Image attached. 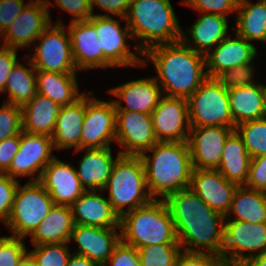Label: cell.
<instances>
[{"label":"cell","instance_id":"cell-51","mask_svg":"<svg viewBox=\"0 0 266 266\" xmlns=\"http://www.w3.org/2000/svg\"><path fill=\"white\" fill-rule=\"evenodd\" d=\"M131 0H90L91 10L93 12V5L108 11L118 17L125 19Z\"/></svg>","mask_w":266,"mask_h":266},{"label":"cell","instance_id":"cell-52","mask_svg":"<svg viewBox=\"0 0 266 266\" xmlns=\"http://www.w3.org/2000/svg\"><path fill=\"white\" fill-rule=\"evenodd\" d=\"M67 266H100L97 262L90 260L88 257L74 254L70 256Z\"/></svg>","mask_w":266,"mask_h":266},{"label":"cell","instance_id":"cell-22","mask_svg":"<svg viewBox=\"0 0 266 266\" xmlns=\"http://www.w3.org/2000/svg\"><path fill=\"white\" fill-rule=\"evenodd\" d=\"M161 91L155 78H149L127 82L109 89L108 92L127 103L124 107L121 106L120 100H114L116 111L141 112L151 115L162 97Z\"/></svg>","mask_w":266,"mask_h":266},{"label":"cell","instance_id":"cell-31","mask_svg":"<svg viewBox=\"0 0 266 266\" xmlns=\"http://www.w3.org/2000/svg\"><path fill=\"white\" fill-rule=\"evenodd\" d=\"M251 157L239 133L234 130L227 138L218 170L228 181L239 186L248 179Z\"/></svg>","mask_w":266,"mask_h":266},{"label":"cell","instance_id":"cell-37","mask_svg":"<svg viewBox=\"0 0 266 266\" xmlns=\"http://www.w3.org/2000/svg\"><path fill=\"white\" fill-rule=\"evenodd\" d=\"M140 266H176L181 253L179 244H158L137 249Z\"/></svg>","mask_w":266,"mask_h":266},{"label":"cell","instance_id":"cell-1","mask_svg":"<svg viewBox=\"0 0 266 266\" xmlns=\"http://www.w3.org/2000/svg\"><path fill=\"white\" fill-rule=\"evenodd\" d=\"M164 201L171 213L180 247L184 245L186 252H206L202 246L208 253L221 258L225 216L211 209L190 188L175 192Z\"/></svg>","mask_w":266,"mask_h":266},{"label":"cell","instance_id":"cell-27","mask_svg":"<svg viewBox=\"0 0 266 266\" xmlns=\"http://www.w3.org/2000/svg\"><path fill=\"white\" fill-rule=\"evenodd\" d=\"M85 115V94L71 105L60 107L56 127L52 135L57 149L75 147L80 150L83 119Z\"/></svg>","mask_w":266,"mask_h":266},{"label":"cell","instance_id":"cell-35","mask_svg":"<svg viewBox=\"0 0 266 266\" xmlns=\"http://www.w3.org/2000/svg\"><path fill=\"white\" fill-rule=\"evenodd\" d=\"M29 61L31 69L19 62L12 68L4 89V91H8V96H10L6 101L7 103L22 106L37 94L36 69L31 60Z\"/></svg>","mask_w":266,"mask_h":266},{"label":"cell","instance_id":"cell-47","mask_svg":"<svg viewBox=\"0 0 266 266\" xmlns=\"http://www.w3.org/2000/svg\"><path fill=\"white\" fill-rule=\"evenodd\" d=\"M24 0H0V34L14 22L26 5Z\"/></svg>","mask_w":266,"mask_h":266},{"label":"cell","instance_id":"cell-28","mask_svg":"<svg viewBox=\"0 0 266 266\" xmlns=\"http://www.w3.org/2000/svg\"><path fill=\"white\" fill-rule=\"evenodd\" d=\"M74 225L71 207L54 205L31 234V241L35 246L70 242Z\"/></svg>","mask_w":266,"mask_h":266},{"label":"cell","instance_id":"cell-34","mask_svg":"<svg viewBox=\"0 0 266 266\" xmlns=\"http://www.w3.org/2000/svg\"><path fill=\"white\" fill-rule=\"evenodd\" d=\"M236 15V33L242 38L266 42V0L256 4L248 0H239Z\"/></svg>","mask_w":266,"mask_h":266},{"label":"cell","instance_id":"cell-4","mask_svg":"<svg viewBox=\"0 0 266 266\" xmlns=\"http://www.w3.org/2000/svg\"><path fill=\"white\" fill-rule=\"evenodd\" d=\"M124 20L133 38L143 40L142 45L136 44L135 47L139 54L153 46L181 39L182 29L170 0H131Z\"/></svg>","mask_w":266,"mask_h":266},{"label":"cell","instance_id":"cell-6","mask_svg":"<svg viewBox=\"0 0 266 266\" xmlns=\"http://www.w3.org/2000/svg\"><path fill=\"white\" fill-rule=\"evenodd\" d=\"M146 188L148 186L141 157L119 153L103 188L109 190L108 200L119 218L153 200L145 191ZM126 205L129 207L125 211L123 207Z\"/></svg>","mask_w":266,"mask_h":266},{"label":"cell","instance_id":"cell-14","mask_svg":"<svg viewBox=\"0 0 266 266\" xmlns=\"http://www.w3.org/2000/svg\"><path fill=\"white\" fill-rule=\"evenodd\" d=\"M234 130L225 126L190 127L187 142L193 169L216 170L225 142Z\"/></svg>","mask_w":266,"mask_h":266},{"label":"cell","instance_id":"cell-18","mask_svg":"<svg viewBox=\"0 0 266 266\" xmlns=\"http://www.w3.org/2000/svg\"><path fill=\"white\" fill-rule=\"evenodd\" d=\"M238 186L218 170L193 169L191 173L190 189L223 216L227 215Z\"/></svg>","mask_w":266,"mask_h":266},{"label":"cell","instance_id":"cell-12","mask_svg":"<svg viewBox=\"0 0 266 266\" xmlns=\"http://www.w3.org/2000/svg\"><path fill=\"white\" fill-rule=\"evenodd\" d=\"M116 137V108L113 101L86 97L85 115L80 138V151L90 148L110 147Z\"/></svg>","mask_w":266,"mask_h":266},{"label":"cell","instance_id":"cell-26","mask_svg":"<svg viewBox=\"0 0 266 266\" xmlns=\"http://www.w3.org/2000/svg\"><path fill=\"white\" fill-rule=\"evenodd\" d=\"M22 130L30 134L52 137L60 106L48 97L37 93L21 106Z\"/></svg>","mask_w":266,"mask_h":266},{"label":"cell","instance_id":"cell-40","mask_svg":"<svg viewBox=\"0 0 266 266\" xmlns=\"http://www.w3.org/2000/svg\"><path fill=\"white\" fill-rule=\"evenodd\" d=\"M21 237H0V266H17L27 249Z\"/></svg>","mask_w":266,"mask_h":266},{"label":"cell","instance_id":"cell-48","mask_svg":"<svg viewBox=\"0 0 266 266\" xmlns=\"http://www.w3.org/2000/svg\"><path fill=\"white\" fill-rule=\"evenodd\" d=\"M59 8L65 9L76 18L72 21H87L93 15L90 0H55Z\"/></svg>","mask_w":266,"mask_h":266},{"label":"cell","instance_id":"cell-41","mask_svg":"<svg viewBox=\"0 0 266 266\" xmlns=\"http://www.w3.org/2000/svg\"><path fill=\"white\" fill-rule=\"evenodd\" d=\"M251 66V63L238 65L230 70L223 71L215 79L227 89L255 85L257 83L252 80L254 70Z\"/></svg>","mask_w":266,"mask_h":266},{"label":"cell","instance_id":"cell-36","mask_svg":"<svg viewBox=\"0 0 266 266\" xmlns=\"http://www.w3.org/2000/svg\"><path fill=\"white\" fill-rule=\"evenodd\" d=\"M235 130L241 136L251 158L266 154V119L240 123Z\"/></svg>","mask_w":266,"mask_h":266},{"label":"cell","instance_id":"cell-24","mask_svg":"<svg viewBox=\"0 0 266 266\" xmlns=\"http://www.w3.org/2000/svg\"><path fill=\"white\" fill-rule=\"evenodd\" d=\"M68 32L77 70L103 68V51L95 28L88 21H72Z\"/></svg>","mask_w":266,"mask_h":266},{"label":"cell","instance_id":"cell-33","mask_svg":"<svg viewBox=\"0 0 266 266\" xmlns=\"http://www.w3.org/2000/svg\"><path fill=\"white\" fill-rule=\"evenodd\" d=\"M237 216L235 220L249 223H266V192L238 186L231 206L225 218L230 217L231 212Z\"/></svg>","mask_w":266,"mask_h":266},{"label":"cell","instance_id":"cell-43","mask_svg":"<svg viewBox=\"0 0 266 266\" xmlns=\"http://www.w3.org/2000/svg\"><path fill=\"white\" fill-rule=\"evenodd\" d=\"M239 0H184L186 5L204 13L225 16L237 10Z\"/></svg>","mask_w":266,"mask_h":266},{"label":"cell","instance_id":"cell-23","mask_svg":"<svg viewBox=\"0 0 266 266\" xmlns=\"http://www.w3.org/2000/svg\"><path fill=\"white\" fill-rule=\"evenodd\" d=\"M70 207L75 225L120 228V218L111 203L96 191L86 190Z\"/></svg>","mask_w":266,"mask_h":266},{"label":"cell","instance_id":"cell-7","mask_svg":"<svg viewBox=\"0 0 266 266\" xmlns=\"http://www.w3.org/2000/svg\"><path fill=\"white\" fill-rule=\"evenodd\" d=\"M54 205L49 193L38 181H29L23 187L19 184L5 225L13 236L23 238L31 235Z\"/></svg>","mask_w":266,"mask_h":266},{"label":"cell","instance_id":"cell-39","mask_svg":"<svg viewBox=\"0 0 266 266\" xmlns=\"http://www.w3.org/2000/svg\"><path fill=\"white\" fill-rule=\"evenodd\" d=\"M5 103L0 108V142L23 131L21 106Z\"/></svg>","mask_w":266,"mask_h":266},{"label":"cell","instance_id":"cell-49","mask_svg":"<svg viewBox=\"0 0 266 266\" xmlns=\"http://www.w3.org/2000/svg\"><path fill=\"white\" fill-rule=\"evenodd\" d=\"M20 133L0 142V173L5 174L19 150Z\"/></svg>","mask_w":266,"mask_h":266},{"label":"cell","instance_id":"cell-17","mask_svg":"<svg viewBox=\"0 0 266 266\" xmlns=\"http://www.w3.org/2000/svg\"><path fill=\"white\" fill-rule=\"evenodd\" d=\"M46 0H36L26 4L25 8L2 34L4 38V46L18 49V47H28L29 44L43 33L50 25V15Z\"/></svg>","mask_w":266,"mask_h":266},{"label":"cell","instance_id":"cell-16","mask_svg":"<svg viewBox=\"0 0 266 266\" xmlns=\"http://www.w3.org/2000/svg\"><path fill=\"white\" fill-rule=\"evenodd\" d=\"M115 141L125 146L121 155L140 156L151 149L158 141L156 139L149 114L131 111H116Z\"/></svg>","mask_w":266,"mask_h":266},{"label":"cell","instance_id":"cell-9","mask_svg":"<svg viewBox=\"0 0 266 266\" xmlns=\"http://www.w3.org/2000/svg\"><path fill=\"white\" fill-rule=\"evenodd\" d=\"M60 22L50 24L36 39L41 42L35 46L36 53L30 60L36 70L76 74L70 35L66 36L65 26Z\"/></svg>","mask_w":266,"mask_h":266},{"label":"cell","instance_id":"cell-2","mask_svg":"<svg viewBox=\"0 0 266 266\" xmlns=\"http://www.w3.org/2000/svg\"><path fill=\"white\" fill-rule=\"evenodd\" d=\"M142 55L154 63L158 74L155 80L161 83L164 96L187 99L208 78L205 55L181 40L153 46Z\"/></svg>","mask_w":266,"mask_h":266},{"label":"cell","instance_id":"cell-5","mask_svg":"<svg viewBox=\"0 0 266 266\" xmlns=\"http://www.w3.org/2000/svg\"><path fill=\"white\" fill-rule=\"evenodd\" d=\"M121 241L139 249L158 244H179L175 225L164 199L125 213L120 218Z\"/></svg>","mask_w":266,"mask_h":266},{"label":"cell","instance_id":"cell-15","mask_svg":"<svg viewBox=\"0 0 266 266\" xmlns=\"http://www.w3.org/2000/svg\"><path fill=\"white\" fill-rule=\"evenodd\" d=\"M53 148L52 137L22 131L19 150L5 174L15 179L17 176L34 175L41 169L37 178L31 179V182L39 181L43 169L55 158L51 155Z\"/></svg>","mask_w":266,"mask_h":266},{"label":"cell","instance_id":"cell-42","mask_svg":"<svg viewBox=\"0 0 266 266\" xmlns=\"http://www.w3.org/2000/svg\"><path fill=\"white\" fill-rule=\"evenodd\" d=\"M18 185V180L0 173V218L4 224L10 215Z\"/></svg>","mask_w":266,"mask_h":266},{"label":"cell","instance_id":"cell-29","mask_svg":"<svg viewBox=\"0 0 266 266\" xmlns=\"http://www.w3.org/2000/svg\"><path fill=\"white\" fill-rule=\"evenodd\" d=\"M228 30V23L226 16L215 15L211 13H204L190 28V35L193 41L189 42L188 37L182 30L181 41L192 48L195 52L206 55L209 50L219 42H221L225 37ZM196 45H190L194 43Z\"/></svg>","mask_w":266,"mask_h":266},{"label":"cell","instance_id":"cell-3","mask_svg":"<svg viewBox=\"0 0 266 266\" xmlns=\"http://www.w3.org/2000/svg\"><path fill=\"white\" fill-rule=\"evenodd\" d=\"M153 156L141 154L148 194L153 199L190 188L191 164L188 142H157L151 149Z\"/></svg>","mask_w":266,"mask_h":266},{"label":"cell","instance_id":"cell-19","mask_svg":"<svg viewBox=\"0 0 266 266\" xmlns=\"http://www.w3.org/2000/svg\"><path fill=\"white\" fill-rule=\"evenodd\" d=\"M38 182L55 205L71 206L86 191L81 186L76 169L56 157L43 169Z\"/></svg>","mask_w":266,"mask_h":266},{"label":"cell","instance_id":"cell-45","mask_svg":"<svg viewBox=\"0 0 266 266\" xmlns=\"http://www.w3.org/2000/svg\"><path fill=\"white\" fill-rule=\"evenodd\" d=\"M110 266H140L139 254L135 247L127 245L122 241L115 247L107 262ZM104 266H108L105 264Z\"/></svg>","mask_w":266,"mask_h":266},{"label":"cell","instance_id":"cell-50","mask_svg":"<svg viewBox=\"0 0 266 266\" xmlns=\"http://www.w3.org/2000/svg\"><path fill=\"white\" fill-rule=\"evenodd\" d=\"M0 47V91L3 92L6 87L8 76L18 61L16 58L17 49L4 45Z\"/></svg>","mask_w":266,"mask_h":266},{"label":"cell","instance_id":"cell-54","mask_svg":"<svg viewBox=\"0 0 266 266\" xmlns=\"http://www.w3.org/2000/svg\"><path fill=\"white\" fill-rule=\"evenodd\" d=\"M17 266H37V264L31 254L27 252L19 261Z\"/></svg>","mask_w":266,"mask_h":266},{"label":"cell","instance_id":"cell-13","mask_svg":"<svg viewBox=\"0 0 266 266\" xmlns=\"http://www.w3.org/2000/svg\"><path fill=\"white\" fill-rule=\"evenodd\" d=\"M151 117L158 142L188 141L190 123L187 99L163 96Z\"/></svg>","mask_w":266,"mask_h":266},{"label":"cell","instance_id":"cell-46","mask_svg":"<svg viewBox=\"0 0 266 266\" xmlns=\"http://www.w3.org/2000/svg\"><path fill=\"white\" fill-rule=\"evenodd\" d=\"M176 266H223L220 257L206 252L181 251Z\"/></svg>","mask_w":266,"mask_h":266},{"label":"cell","instance_id":"cell-53","mask_svg":"<svg viewBox=\"0 0 266 266\" xmlns=\"http://www.w3.org/2000/svg\"><path fill=\"white\" fill-rule=\"evenodd\" d=\"M239 266H266V252L261 255H251L247 256V260H245Z\"/></svg>","mask_w":266,"mask_h":266},{"label":"cell","instance_id":"cell-38","mask_svg":"<svg viewBox=\"0 0 266 266\" xmlns=\"http://www.w3.org/2000/svg\"><path fill=\"white\" fill-rule=\"evenodd\" d=\"M67 243L45 244L36 246L29 253L35 260L37 266H67L72 255Z\"/></svg>","mask_w":266,"mask_h":266},{"label":"cell","instance_id":"cell-8","mask_svg":"<svg viewBox=\"0 0 266 266\" xmlns=\"http://www.w3.org/2000/svg\"><path fill=\"white\" fill-rule=\"evenodd\" d=\"M190 127L225 126L234 128L228 89L215 78H207L187 98Z\"/></svg>","mask_w":266,"mask_h":266},{"label":"cell","instance_id":"cell-25","mask_svg":"<svg viewBox=\"0 0 266 266\" xmlns=\"http://www.w3.org/2000/svg\"><path fill=\"white\" fill-rule=\"evenodd\" d=\"M85 152L80 160L79 170L76 169L81 186L87 191H103L116 161L113 160L111 149L90 148Z\"/></svg>","mask_w":266,"mask_h":266},{"label":"cell","instance_id":"cell-32","mask_svg":"<svg viewBox=\"0 0 266 266\" xmlns=\"http://www.w3.org/2000/svg\"><path fill=\"white\" fill-rule=\"evenodd\" d=\"M234 128L243 122L263 118V85L255 84L228 89Z\"/></svg>","mask_w":266,"mask_h":266},{"label":"cell","instance_id":"cell-55","mask_svg":"<svg viewBox=\"0 0 266 266\" xmlns=\"http://www.w3.org/2000/svg\"><path fill=\"white\" fill-rule=\"evenodd\" d=\"M263 119H266V86L263 85Z\"/></svg>","mask_w":266,"mask_h":266},{"label":"cell","instance_id":"cell-11","mask_svg":"<svg viewBox=\"0 0 266 266\" xmlns=\"http://www.w3.org/2000/svg\"><path fill=\"white\" fill-rule=\"evenodd\" d=\"M92 15L87 21L98 34L103 51V67L145 65L146 61L130 52L126 45V39L133 37L127 24L122 30L120 23L107 14Z\"/></svg>","mask_w":266,"mask_h":266},{"label":"cell","instance_id":"cell-30","mask_svg":"<svg viewBox=\"0 0 266 266\" xmlns=\"http://www.w3.org/2000/svg\"><path fill=\"white\" fill-rule=\"evenodd\" d=\"M37 93L48 97L60 107L71 105L81 98L75 74L36 70Z\"/></svg>","mask_w":266,"mask_h":266},{"label":"cell","instance_id":"cell-44","mask_svg":"<svg viewBox=\"0 0 266 266\" xmlns=\"http://www.w3.org/2000/svg\"><path fill=\"white\" fill-rule=\"evenodd\" d=\"M247 188L266 192V154L251 158Z\"/></svg>","mask_w":266,"mask_h":266},{"label":"cell","instance_id":"cell-20","mask_svg":"<svg viewBox=\"0 0 266 266\" xmlns=\"http://www.w3.org/2000/svg\"><path fill=\"white\" fill-rule=\"evenodd\" d=\"M115 229L74 225L70 241L74 239L78 243L77 255L88 257L104 266L121 241V234Z\"/></svg>","mask_w":266,"mask_h":266},{"label":"cell","instance_id":"cell-10","mask_svg":"<svg viewBox=\"0 0 266 266\" xmlns=\"http://www.w3.org/2000/svg\"><path fill=\"white\" fill-rule=\"evenodd\" d=\"M245 251H258L257 255L266 252V223L255 224L238 220L225 222L220 258L223 266L242 264L247 260V256L243 255Z\"/></svg>","mask_w":266,"mask_h":266},{"label":"cell","instance_id":"cell-21","mask_svg":"<svg viewBox=\"0 0 266 266\" xmlns=\"http://www.w3.org/2000/svg\"><path fill=\"white\" fill-rule=\"evenodd\" d=\"M256 47L236 33V38L225 37L219 42L214 51L207 53L206 71L209 78H216L223 71L238 65H245L257 57Z\"/></svg>","mask_w":266,"mask_h":266}]
</instances>
